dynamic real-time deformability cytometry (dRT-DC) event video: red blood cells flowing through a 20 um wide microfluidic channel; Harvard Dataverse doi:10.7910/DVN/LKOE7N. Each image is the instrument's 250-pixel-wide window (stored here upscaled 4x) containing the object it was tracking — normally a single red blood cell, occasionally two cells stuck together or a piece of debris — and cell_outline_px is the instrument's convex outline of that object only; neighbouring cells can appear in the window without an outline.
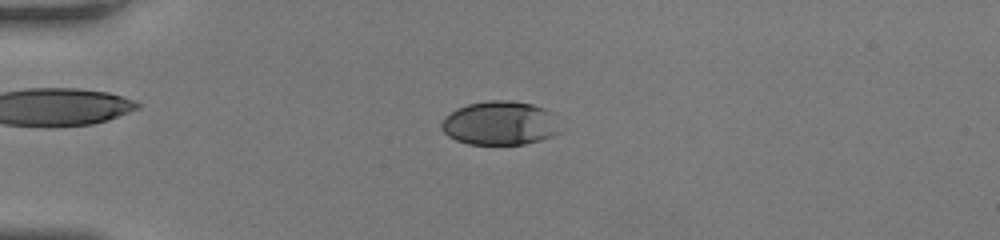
{"species": "human", "species_latin": "Homo sapiens", "temperature_condition": "room temperature", "stored_images_in_passage": 45, "camera_frame_rate_fps": 3000, "um_per_image_px": 0.085, "donor": {"sex": "female"}, "frame": {"image": 1, "passage_image": 8, "time_ms": 2.333, "image_size_px": [1000, 240], "cell_outline_px": [[560, 132], [552, 136], [540, 140], [524, 144], [468, 144], [456, 140], [448, 136], [440, 128], [440, 124], [444, 116], [456, 108], [468, 104], [488, 100], [508, 100], [532, 104], [544, 108], [552, 112]], "centroid_in_image_um": [42.45, 10.46], "position_along_channel_um": 42.5, "area_um2": 30.46}}
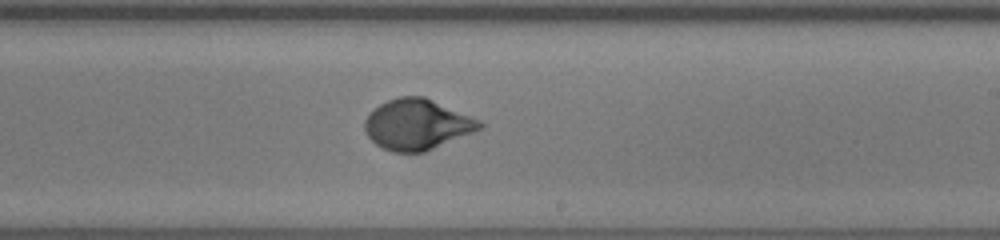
{"frame": {"image": 2, "passage_image": 26, "time_ms": 8.333, "image_size_px": [1000, 240], "cell_outline_px": [[484, 128], [424, 152], [392, 152], [376, 144], [368, 136], [364, 128], [364, 120], [380, 104], [388, 100], [400, 96], [424, 96], [480, 120], [484, 124]], "centroid_in_image_um": [35.47, 10.58], "position_along_channel_um": 253.5, "area_um2": 33.64}}
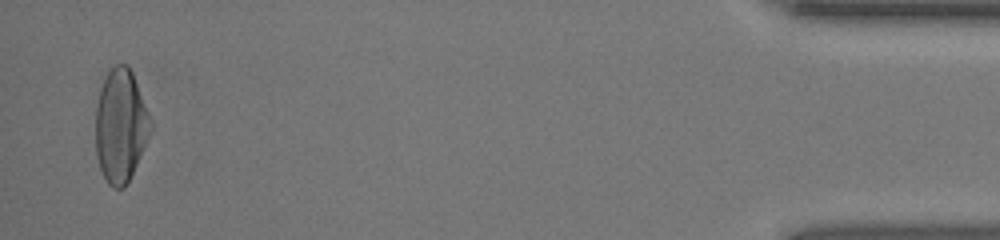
{"frame": {"image": 3, "passage_image": 44, "time_ms": 14.333, "image_size_px": [1000, 240], "cell_outline_px": [[152, 128], [136, 164], [124, 188], [112, 188], [108, 184], [100, 168], [96, 156], [96, 108], [100, 88], [108, 72], [116, 64], [128, 64], [132, 72], [152, 124]], "centroid_in_image_um": [10.23, 10.69], "position_along_channel_um": 425.0, "area_um2": 35.6}, "authors_computed_cell_mechanics": {"area_um2": 32.4836, "velocity_mm_per_s": 4.178, "shape_relaxation_time_tau1_ms": 3.6156, "shape_relaxation_time_tau2_ms": null, "deformation_change_tau1": 0.1987, "deformation_change_tau2": null}}